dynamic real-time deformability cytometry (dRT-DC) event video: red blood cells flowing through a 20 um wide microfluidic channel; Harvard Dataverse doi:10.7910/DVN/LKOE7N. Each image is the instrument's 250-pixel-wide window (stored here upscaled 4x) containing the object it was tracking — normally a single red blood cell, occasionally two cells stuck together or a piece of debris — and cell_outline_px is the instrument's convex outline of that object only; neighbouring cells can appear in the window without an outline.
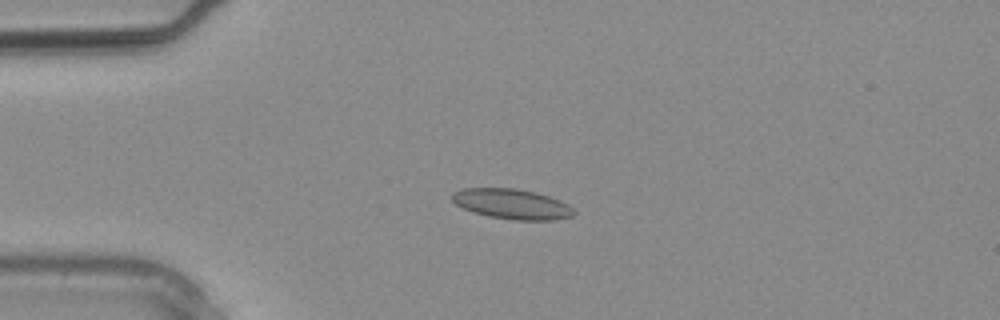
{"species": "common noctule bat (a hibernating species)", "species_latin": "Nyctalus noctula", "temperature_condition": "warm", "stored_images_in_passage": 3, "camera_frame_rate_fps": 3000, "um_per_image_px": 0.085, "animal": {"sex": "male", "body_mass_g": 20.4}, "frame": {"image": 1, "passage_image": 3, "time_ms": 0.667, "image_size_px": [1000, 320], "cell_outline_px": [[576, 212], [572, 216], [552, 220], [512, 220], [488, 216], [472, 212], [456, 204], [448, 196], [452, 192], [464, 188], [516, 188], [536, 192], [560, 200], [568, 204]], "centroid_in_image_um": [43.48, 17.33], "position_along_channel_um": 41.5, "area_um2": 21.56}}